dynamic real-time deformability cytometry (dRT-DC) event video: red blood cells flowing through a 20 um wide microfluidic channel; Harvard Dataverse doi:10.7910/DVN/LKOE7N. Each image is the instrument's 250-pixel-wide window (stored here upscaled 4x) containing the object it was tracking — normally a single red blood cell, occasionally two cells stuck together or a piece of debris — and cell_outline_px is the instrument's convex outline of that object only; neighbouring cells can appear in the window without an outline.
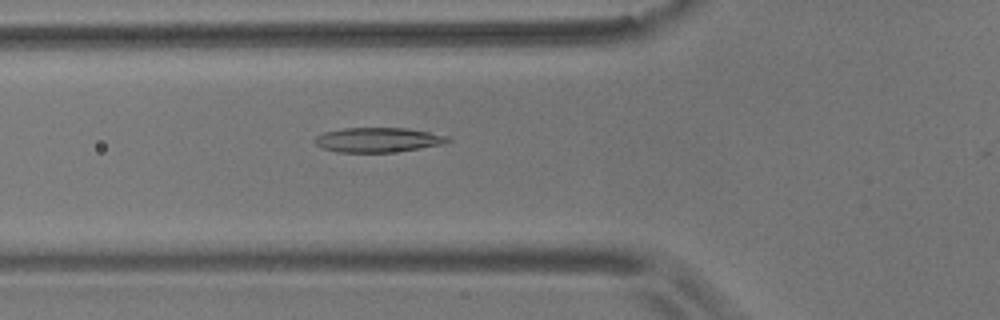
{"species": "common noctule bat (a hibernating species)", "species_latin": "Nyctalus noctula", "temperature_condition": "room temperature", "stored_images_in_passage": 55, "camera_frame_rate_fps": 3000, "um_per_image_px": 0.085, "animal": {"sex": "male", "body_mass_g": 17.9}, "frame": {"image": 1, "passage_image": 20, "time_ms": 6.333, "image_size_px": [1000, 320], "cell_outline_px": [[452, 140], [444, 144], [392, 152], [336, 152], [324, 148], [316, 144], [312, 140], [316, 136], [324, 132], [344, 128], [408, 128], [452, 136]], "centroid_in_image_um": [32.16, 11.88], "position_along_channel_um": 93.6, "area_um2": 19.19}}
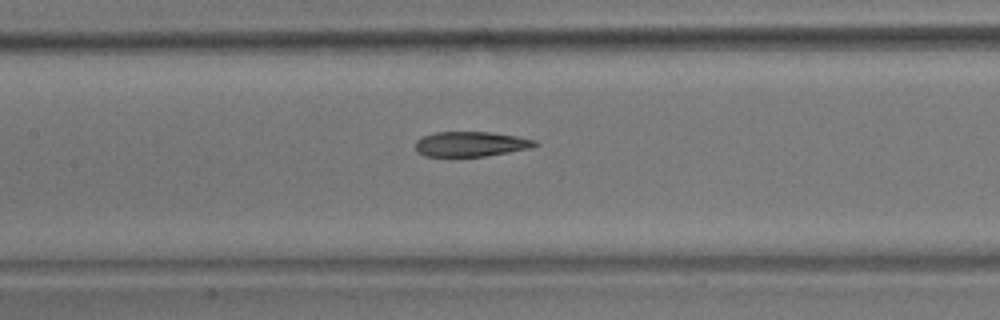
{"frame": {"image": 2, "passage_image": 26, "time_ms": 8.333, "image_size_px": [1000, 320], "cell_outline_px": [[540, 144], [532, 148], [484, 156], [424, 156], [416, 152], [416, 140], [420, 136], [436, 132], [488, 132], [516, 136], [536, 140]], "centroid_in_image_um": [40.0, 12.24], "position_along_channel_um": 167.4, "area_um2": 17.46}}
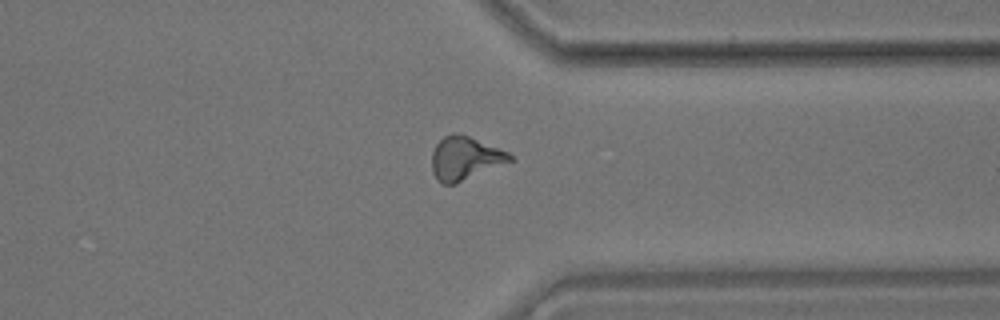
{"frame": {"image": 3, "passage_image": 43, "time_ms": 14.0, "image_size_px": [1000, 320], "cell_outline_px": [[512, 160], [456, 184], [444, 184], [436, 180], [432, 172], [432, 152], [436, 144], [444, 136], [452, 132], [468, 136], [508, 152], [512, 156]], "centroid_in_image_um": [39.47, 13.46], "position_along_channel_um": 371.9, "area_um2": 19.48}, "authors_computed_cell_mechanics": {"area_um2": 19.074, "velocity_mm_per_s": 3.6494, "shape_relaxation_time_tau1_ms": 7.138, "shape_relaxation_time_tau2_ms": 2.6194, "deformation_change_tau1": 0.1901, "deformation_change_tau2": 0.1054}}